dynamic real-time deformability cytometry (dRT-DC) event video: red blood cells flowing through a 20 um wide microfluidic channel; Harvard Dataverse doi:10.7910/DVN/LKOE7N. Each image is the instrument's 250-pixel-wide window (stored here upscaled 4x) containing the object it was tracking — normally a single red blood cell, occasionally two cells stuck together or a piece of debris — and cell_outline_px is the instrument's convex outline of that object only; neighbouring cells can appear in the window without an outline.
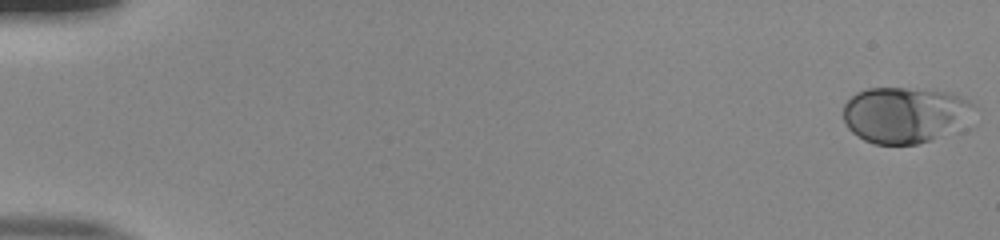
{"species": "human", "species_latin": "Homo sapiens", "temperature_condition": "room temperature", "stored_images_in_passage": 53, "camera_frame_rate_fps": 3000, "um_per_image_px": 0.085, "donor": {"sex": "male"}, "frame": {"image": 1, "passage_image": 1, "time_ms": 0.0, "image_size_px": [1000, 240], "cell_outline_px": [[972, 104], [952, 124], [928, 140], [916, 144], [876, 144], [864, 140], [852, 132], [848, 128], [844, 120], [844, 104], [856, 92], [868, 88], [904, 88], [948, 92], [960, 96], [968, 100]], "centroid_in_image_um": [76.65, 9.72], "position_along_channel_um": 8.3, "area_um2": 40.17}}
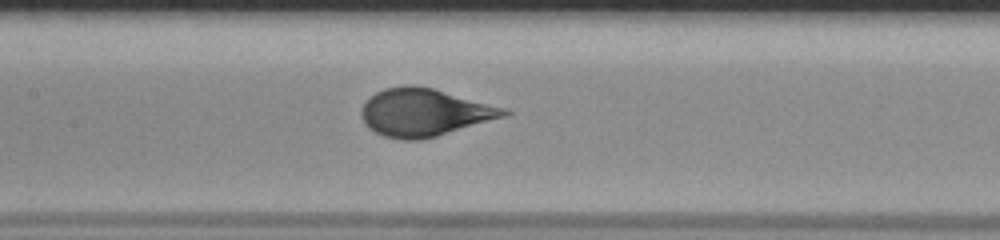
{"frame": {"image": 2, "passage_image": 27, "time_ms": 8.667, "image_size_px": [1000, 240], "cell_outline_px": [[512, 112], [508, 116], [436, 136], [420, 140], [400, 140], [384, 136], [368, 128], [364, 124], [360, 116], [360, 108], [376, 92], [384, 88], [408, 84], [416, 84], [432, 88], [504, 108]], "centroid_in_image_um": [36.03, 9.56], "position_along_channel_um": 171.4, "area_um2": 39.54}}
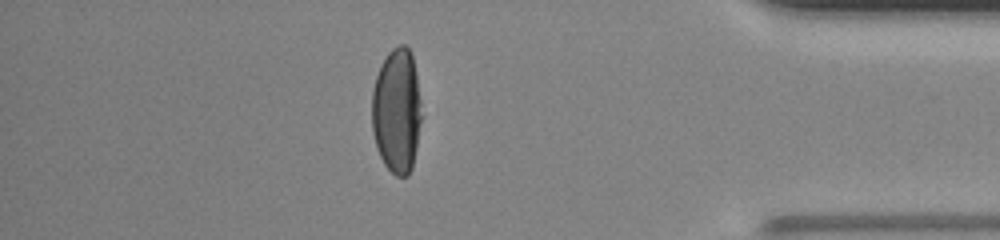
{"frame": {"image": 3, "passage_image": 47, "time_ms": 15.333, "image_size_px": [1000, 240], "cell_outline_px": [[424, 116], [412, 168], [408, 176], [396, 176], [384, 164], [376, 148], [372, 132], [372, 92], [376, 76], [380, 64], [388, 52], [392, 48], [400, 44], [404, 44], [412, 52]], "centroid_in_image_um": [33.75, 9.42], "position_along_channel_um": 401.4, "area_um2": 37.11}}